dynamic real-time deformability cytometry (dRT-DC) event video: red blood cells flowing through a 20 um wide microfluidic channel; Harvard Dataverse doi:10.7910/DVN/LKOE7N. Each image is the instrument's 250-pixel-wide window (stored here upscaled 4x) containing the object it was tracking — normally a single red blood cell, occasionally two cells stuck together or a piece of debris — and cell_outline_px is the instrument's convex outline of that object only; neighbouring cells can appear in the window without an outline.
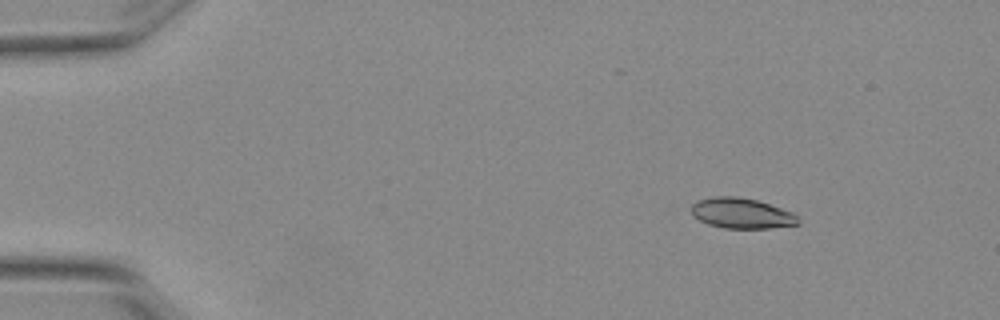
{"species": "Egyptian fruit bat (a non-hibernating species)", "species_latin": "Rousettus aegyptiacus", "temperature_condition": "warm", "stored_images_in_passage": 3, "camera_frame_rate_fps": 3000, "um_per_image_px": 0.085, "animal": {"sex": "female"}, "frame": {"image": 1, "passage_image": 3, "time_ms": 0.667, "image_size_px": [1000, 320], "cell_outline_px": [[800, 224], [768, 228], [724, 228], [708, 224], [692, 216], [692, 204], [696, 200], [712, 196], [736, 196], [756, 200], [792, 212], [800, 220]], "centroid_in_image_um": [63.0, 18.12], "position_along_channel_um": 22.0, "area_um2": 18.9}}